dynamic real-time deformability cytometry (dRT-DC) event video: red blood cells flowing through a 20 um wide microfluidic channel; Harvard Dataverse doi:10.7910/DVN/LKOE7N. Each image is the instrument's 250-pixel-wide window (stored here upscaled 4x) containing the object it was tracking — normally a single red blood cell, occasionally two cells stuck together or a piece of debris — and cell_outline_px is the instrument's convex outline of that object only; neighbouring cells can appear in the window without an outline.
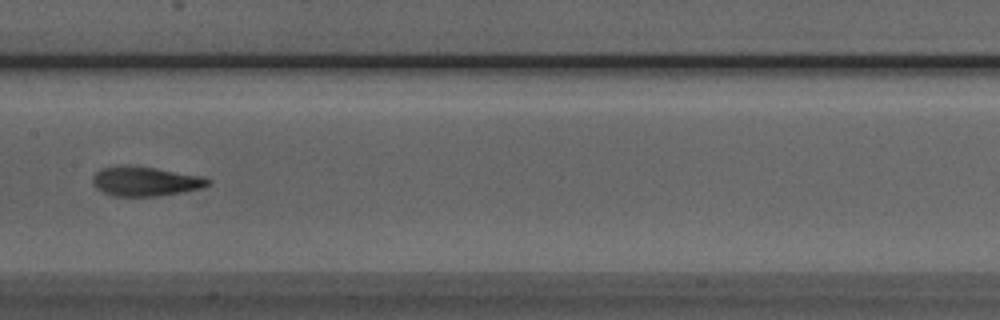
{"species": "Egyptian fruit bat (a non-hibernating species)", "species_latin": "Rousettus aegyptiacus", "temperature_condition": "room temperature", "stored_images_in_passage": 7, "camera_frame_rate_fps": 3000, "um_per_image_px": 0.085, "animal": {"sex": "male"}, "frame": {"image": 1, "passage_image": 7, "time_ms": 7.667, "image_size_px": [1000, 320], "cell_outline_px": [[212, 184], [200, 188], [184, 192], [160, 196], [112, 196], [96, 188], [92, 184], [92, 176], [100, 168], [120, 164], [156, 168], [200, 176], [212, 180]], "centroid_in_image_um": [12.32, 15.41], "position_along_channel_um": 195.1, "area_um2": 20.06}}